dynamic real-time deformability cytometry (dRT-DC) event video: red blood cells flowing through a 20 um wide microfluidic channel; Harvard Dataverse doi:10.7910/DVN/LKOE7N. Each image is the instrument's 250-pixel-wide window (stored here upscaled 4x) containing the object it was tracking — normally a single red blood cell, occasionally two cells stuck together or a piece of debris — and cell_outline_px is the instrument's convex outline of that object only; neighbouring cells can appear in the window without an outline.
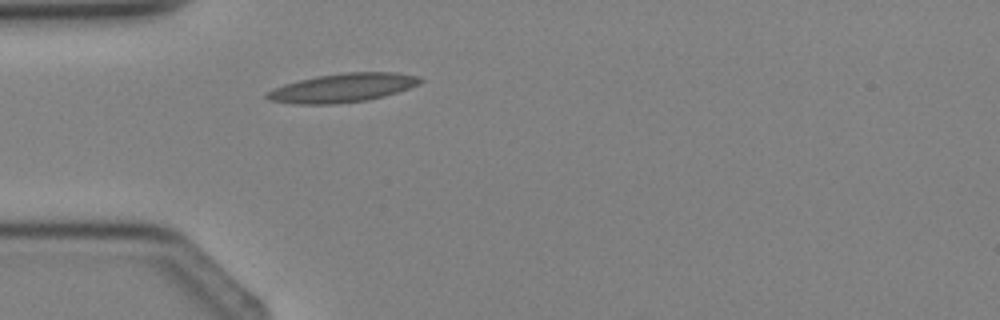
{"species": "Egyptian fruit bat (a non-hibernating species)", "species_latin": "Rousettus aegyptiacus", "temperature_condition": "cold", "stored_images_in_passage": 3, "camera_frame_rate_fps": 3000, "um_per_image_px": 0.085, "animal": {"sex": "female"}, "frame": {"image": 1, "passage_image": 3, "time_ms": 2.333, "image_size_px": [1000, 320], "cell_outline_px": [[424, 80], [420, 84], [384, 96], [368, 100], [336, 104], [296, 104], [268, 100], [264, 96], [268, 92], [284, 84], [316, 76], [344, 72], [396, 72], [420, 76]], "centroid_in_image_um": [29.16, 7.46], "position_along_channel_um": 55.8, "area_um2": 25.72}}